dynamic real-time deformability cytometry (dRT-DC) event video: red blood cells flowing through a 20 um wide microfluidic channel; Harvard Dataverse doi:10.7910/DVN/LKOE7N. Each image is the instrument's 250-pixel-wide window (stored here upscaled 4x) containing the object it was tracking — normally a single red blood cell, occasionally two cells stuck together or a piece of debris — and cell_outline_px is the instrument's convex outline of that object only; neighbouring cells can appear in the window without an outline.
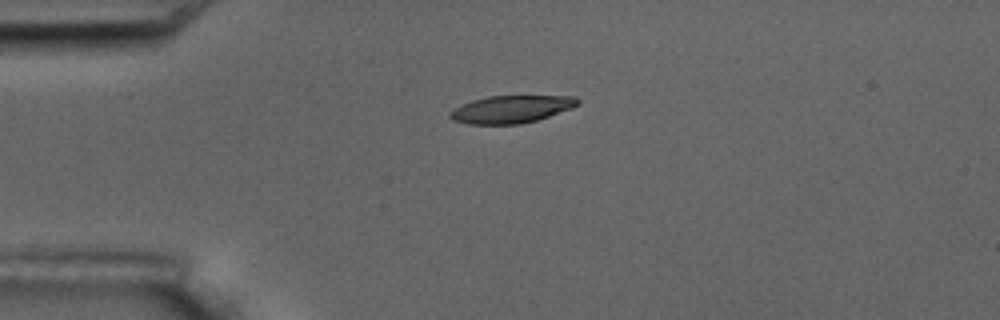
{"species": "common noctule bat (a hibernating species)", "species_latin": "Nyctalus noctula", "temperature_condition": "room temperature", "stored_images_in_passage": 3, "camera_frame_rate_fps": 3000, "um_per_image_px": 0.085, "animal": {"sex": "male", "body_mass_g": 17.5, "forearm_length_mm": 52.3}, "frame": {"image": 1, "passage_image": 1, "time_ms": 0.0, "image_size_px": [1000, 320], "cell_outline_px": [[580, 104], [572, 108], [536, 120], [520, 124], [468, 124], [452, 120], [448, 116], [448, 112], [460, 104], [472, 100], [488, 96], [576, 96], [580, 100]], "centroid_in_image_um": [43.42, 9.28], "position_along_channel_um": 41.6, "area_um2": 20.58}}